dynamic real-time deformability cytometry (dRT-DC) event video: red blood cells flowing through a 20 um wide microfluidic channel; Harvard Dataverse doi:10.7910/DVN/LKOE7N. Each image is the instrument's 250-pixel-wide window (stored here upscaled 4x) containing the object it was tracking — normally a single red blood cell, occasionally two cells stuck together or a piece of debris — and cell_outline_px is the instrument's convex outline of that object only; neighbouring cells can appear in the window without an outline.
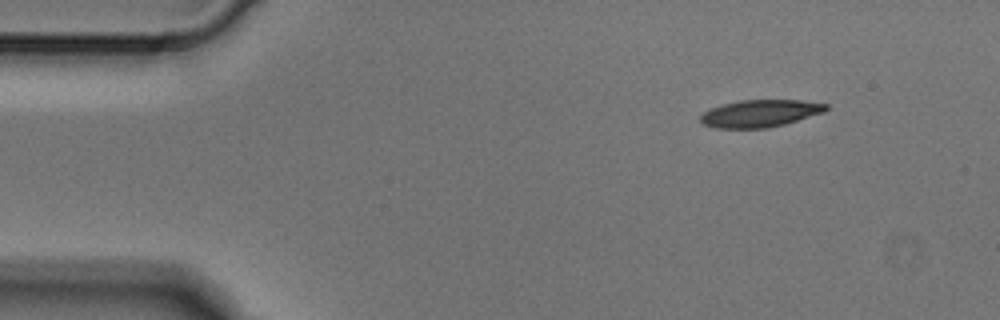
{"species": "Egyptian fruit bat (a non-hibernating species)", "species_latin": "Rousettus aegyptiacus", "temperature_condition": "cold", "stored_images_in_passage": 3, "camera_frame_rate_fps": 3000, "um_per_image_px": 0.085, "animal": {"sex": "male"}, "frame": {"image": 1, "passage_image": 1, "time_ms": 0.0, "image_size_px": [1000, 320], "cell_outline_px": [[828, 108], [824, 112], [784, 124], [768, 128], [716, 128], [704, 124], [700, 120], [700, 116], [704, 112], [720, 104], [740, 100], [800, 100], [828, 104]], "centroid_in_image_um": [64.6, 9.63], "position_along_channel_um": 20.4, "area_um2": 19.88}}